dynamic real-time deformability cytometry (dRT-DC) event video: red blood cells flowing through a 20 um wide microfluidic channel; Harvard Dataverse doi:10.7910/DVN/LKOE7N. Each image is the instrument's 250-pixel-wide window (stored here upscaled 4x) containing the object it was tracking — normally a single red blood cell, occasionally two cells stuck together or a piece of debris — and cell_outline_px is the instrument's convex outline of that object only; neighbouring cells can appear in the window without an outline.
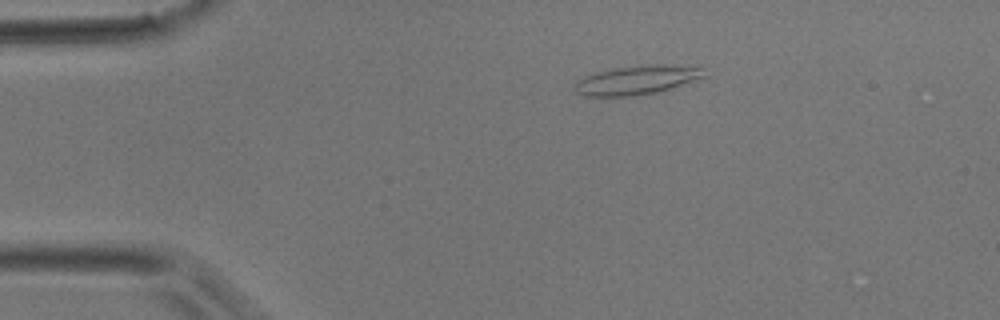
{"species": "common noctule bat (a hibernating species)", "species_latin": "Nyctalus noctula", "temperature_condition": "room temperature", "stored_images_in_passage": 2, "camera_frame_rate_fps": 3000, "um_per_image_px": 0.085, "animal": {"sex": "male", "body_mass_g": 17.9}, "frame": {"image": 1, "passage_image": 1, "time_ms": 0.0, "image_size_px": [1000, 320], "cell_outline_px": [[708, 76], [660, 92], [632, 96], [580, 96], [572, 88], [576, 80], [584, 76], [596, 72], [612, 68], [636, 64], [664, 64], [704, 68]], "centroid_in_image_um": [54.11, 6.79], "position_along_channel_um": 30.9, "area_um2": 22.54}}